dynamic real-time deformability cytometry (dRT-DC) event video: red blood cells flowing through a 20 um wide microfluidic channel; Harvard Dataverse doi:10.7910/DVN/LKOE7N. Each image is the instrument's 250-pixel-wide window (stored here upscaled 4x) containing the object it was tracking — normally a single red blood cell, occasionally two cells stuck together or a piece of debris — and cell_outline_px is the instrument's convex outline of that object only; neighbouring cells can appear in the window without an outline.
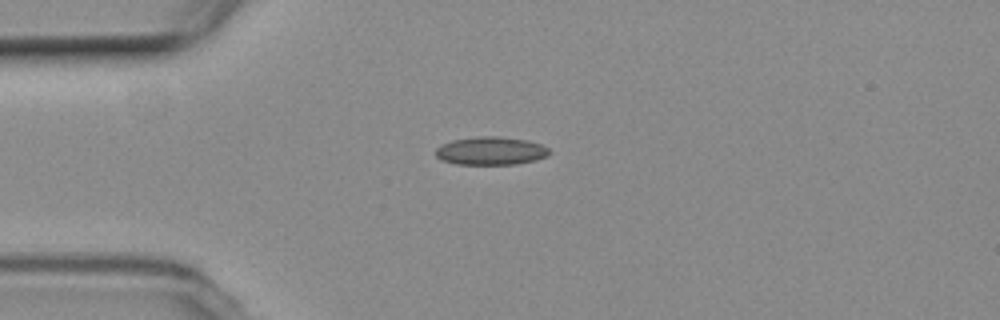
{"species": "common noctule bat (a hibernating species)", "species_latin": "Nyctalus noctula", "temperature_condition": "room temperature", "stored_images_in_passage": 33, "camera_frame_rate_fps": 3000, "um_per_image_px": 0.085, "animal": {"sex": "female", "body_mass_g": 19.3, "forearm_length_mm": 54.1}, "frame": {"image": 1, "passage_image": 1, "time_ms": 0.0, "image_size_px": [1000, 320], "cell_outline_px": [[548, 156], [536, 160], [516, 164], [456, 164], [440, 160], [436, 156], [436, 148], [452, 140], [476, 136], [496, 136], [528, 140], [540, 144], [548, 148]], "centroid_in_image_um": [41.71, 12.82], "position_along_channel_um": 43.3, "area_um2": 18.61}}
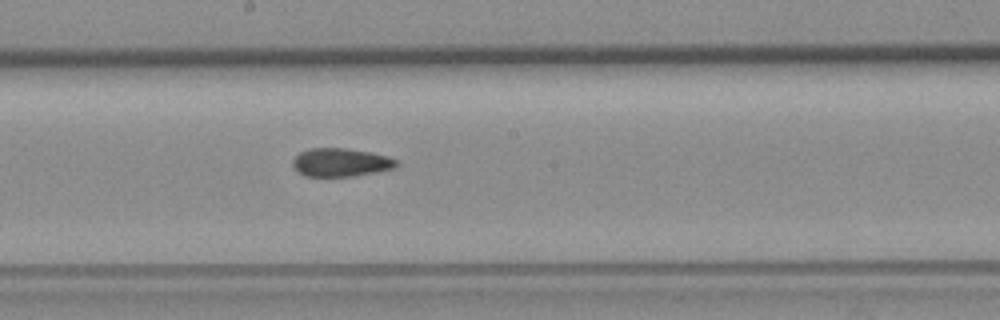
{"frame": {"image": 2, "passage_image": 17, "time_ms": 5.333, "image_size_px": [1000, 320], "cell_outline_px": [[400, 164], [396, 168], [376, 172], [352, 176], [304, 176], [296, 172], [292, 164], [292, 160], [300, 152], [308, 148], [344, 148], [372, 152], [388, 156], [396, 160]], "centroid_in_image_um": [28.96, 13.8], "position_along_channel_um": 219.2, "area_um2": 17.34}}
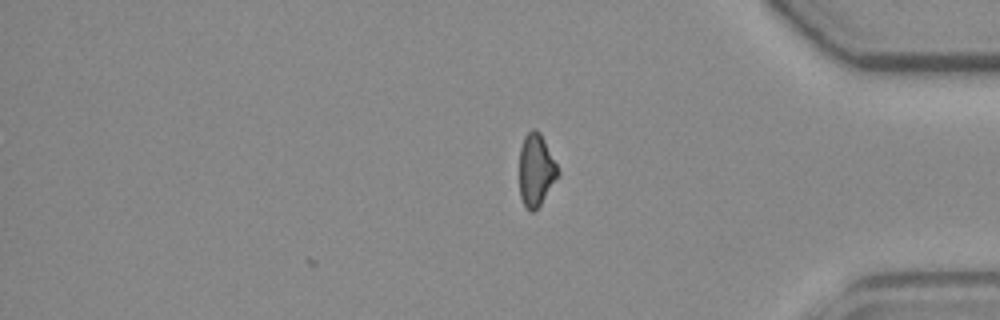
{"frame": {"image": 3, "passage_image": 33, "time_ms": 10.667, "image_size_px": [1000, 320], "cell_outline_px": [[560, 172], [540, 204], [532, 212], [528, 212], [520, 196], [520, 148], [524, 136], [532, 128], [536, 128], [540, 132]], "centroid_in_image_um": [45.54, 14.43], "position_along_channel_um": 389.7, "area_um2": 15.95}, "authors_computed_cell_mechanics": {"area_um2": 17.34, "velocity_mm_per_s": 3.6515, "shape_relaxation_time_tau1_ms": null, "shape_relaxation_time_tau2_ms": 3.119, "deformation_change_tau1": null, "deformation_change_tau2": 0.0969}}